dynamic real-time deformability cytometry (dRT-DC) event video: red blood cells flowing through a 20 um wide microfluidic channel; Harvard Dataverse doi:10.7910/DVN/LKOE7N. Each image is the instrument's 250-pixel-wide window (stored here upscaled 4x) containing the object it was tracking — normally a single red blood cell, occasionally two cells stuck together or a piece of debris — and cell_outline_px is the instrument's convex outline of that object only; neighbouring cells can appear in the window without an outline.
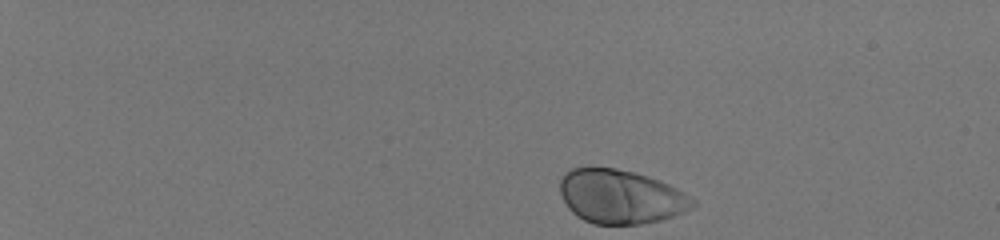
{"species": "human", "species_latin": "Homo sapiens", "temperature_condition": "room temperature", "stored_images_in_passage": 42, "camera_frame_rate_fps": 3000, "um_per_image_px": 0.085, "donor": {"sex": "male"}, "frame": {"image": 1, "passage_image": 1, "time_ms": 0.0, "image_size_px": [1000, 240], "cell_outline_px": [[696, 204], [692, 208], [684, 212], [660, 220], [640, 224], [592, 224], [576, 216], [568, 208], [560, 192], [560, 180], [572, 168], [588, 164], [616, 168], [636, 172], [668, 184], [676, 188], [696, 200]], "centroid_in_image_um": [52.73, 16.69], "position_along_channel_um": 32.3, "area_um2": 42.19}}
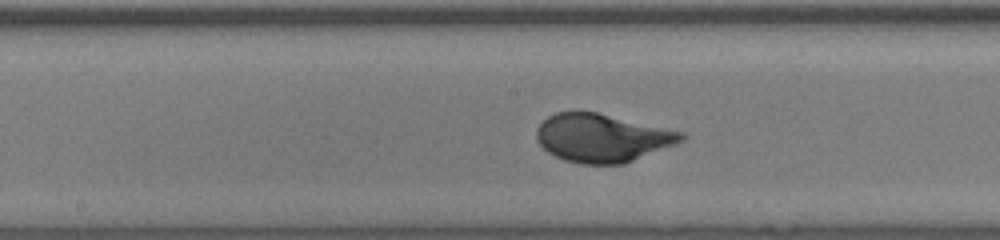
{"frame": {"image": 2, "passage_image": 24, "time_ms": 7.667, "image_size_px": [1000, 240], "cell_outline_px": [[688, 136], [684, 140], [624, 164], [580, 164], [564, 160], [548, 152], [536, 140], [536, 128], [548, 116], [556, 112], [576, 108], [596, 112], [684, 132]], "centroid_in_image_um": [51.14, 11.69], "position_along_channel_um": 197.1, "area_um2": 41.04}}
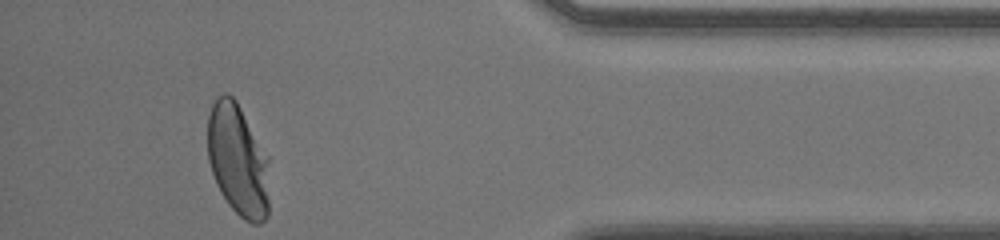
{"frame": {"image": 3, "passage_image": 42, "time_ms": 13.667, "image_size_px": [1000, 240], "cell_outline_px": [[268, 216], [260, 224], [252, 224], [244, 220], [228, 204], [216, 184], [208, 160], [208, 116], [212, 104], [216, 96], [224, 92], [228, 92], [236, 100], [268, 156]], "centroid_in_image_um": [20.22, 13.6], "position_along_channel_um": 415.0, "area_um2": 40.46}, "authors_computed_cell_mechanics": {"area_um2": 40.4889, "velocity_mm_per_s": 4.0346, "shape_relaxation_time_tau1_ms": 2.5153, "shape_relaxation_time_tau2_ms": null, "deformation_change_tau1": 0.1716, "deformation_change_tau2": null}}